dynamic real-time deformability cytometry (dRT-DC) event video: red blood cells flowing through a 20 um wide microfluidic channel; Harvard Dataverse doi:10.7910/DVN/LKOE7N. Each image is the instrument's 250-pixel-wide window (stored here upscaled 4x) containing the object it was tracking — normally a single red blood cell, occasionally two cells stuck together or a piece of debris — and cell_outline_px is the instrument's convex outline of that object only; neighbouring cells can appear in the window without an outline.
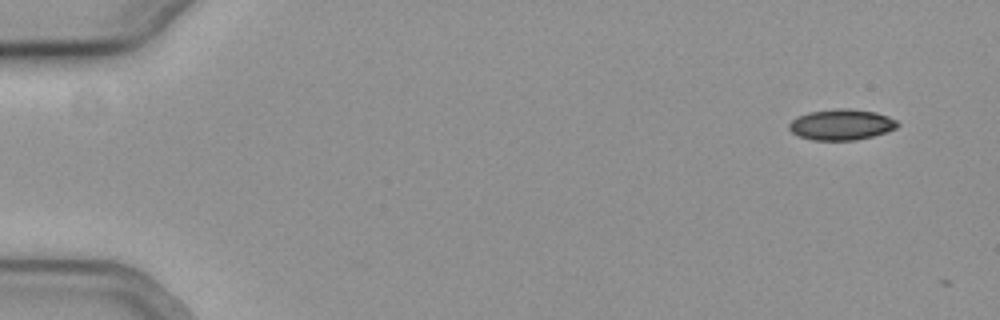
{"species": "common noctule bat (a hibernating species)", "species_latin": "Nyctalus noctula", "temperature_condition": "cold", "stored_images_in_passage": 3, "camera_frame_rate_fps": 3000, "um_per_image_px": 0.085, "animal": {"sex": "female", "body_mass_g": 19.3, "forearm_length_mm": 54.1}, "frame": {"image": 1, "passage_image": 1, "time_ms": 0.0, "image_size_px": [1000, 320], "cell_outline_px": [[900, 124], [896, 128], [888, 132], [856, 140], [812, 140], [800, 136], [792, 132], [788, 128], [788, 124], [796, 116], [808, 112], [840, 108], [848, 108], [876, 112], [888, 116], [896, 120]], "centroid_in_image_um": [71.52, 10.59], "position_along_channel_um": 13.5, "area_um2": 19.59}}